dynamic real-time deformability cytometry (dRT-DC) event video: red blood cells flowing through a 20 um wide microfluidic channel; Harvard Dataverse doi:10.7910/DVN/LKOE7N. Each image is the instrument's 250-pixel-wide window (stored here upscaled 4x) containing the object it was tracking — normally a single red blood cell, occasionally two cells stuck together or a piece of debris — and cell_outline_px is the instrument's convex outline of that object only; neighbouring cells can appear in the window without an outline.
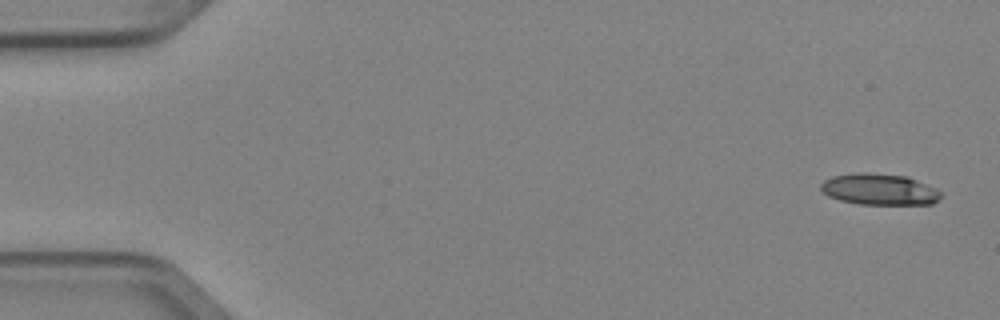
{"species": "Egyptian fruit bat (a non-hibernating species)", "species_latin": "Rousettus aegyptiacus", "temperature_condition": "cold", "stored_images_in_passage": 7, "camera_frame_rate_fps": 3000, "um_per_image_px": 0.085, "animal": {"sex": "female"}, "frame": {"image": 1, "passage_image": 1, "time_ms": 0.0, "image_size_px": [1000, 320], "cell_outline_px": [[940, 200], [932, 204], [860, 204], [840, 200], [828, 196], [820, 188], [820, 184], [824, 180], [832, 176], [856, 172], [868, 172], [908, 176], [940, 192]], "centroid_in_image_um": [74.7, 16.09], "position_along_channel_um": 10.3, "area_um2": 21.79}}
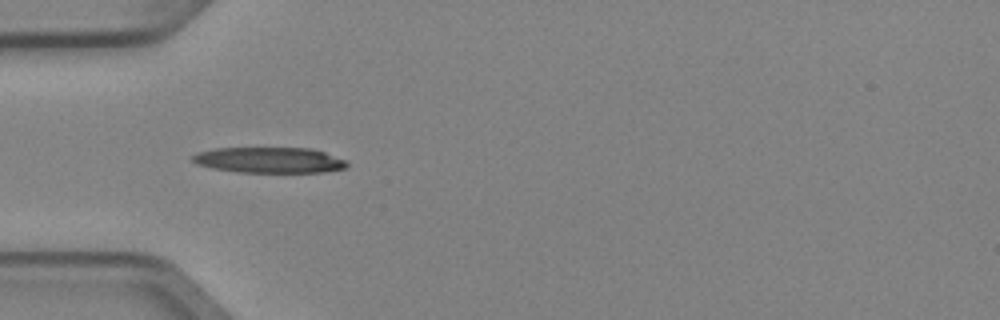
{"frame": {"image": 2, "passage_image": 5, "time_ms": 1.333, "image_size_px": [1000, 320], "cell_outline_px": [[348, 168], [324, 172], [240, 172], [212, 168], [196, 164], [192, 160], [192, 156], [196, 152], [216, 148], [312, 148], [324, 152], [344, 160], [348, 164]], "centroid_in_image_um": [22.88, 13.6], "position_along_channel_um": 62.1, "area_um2": 23.12}}
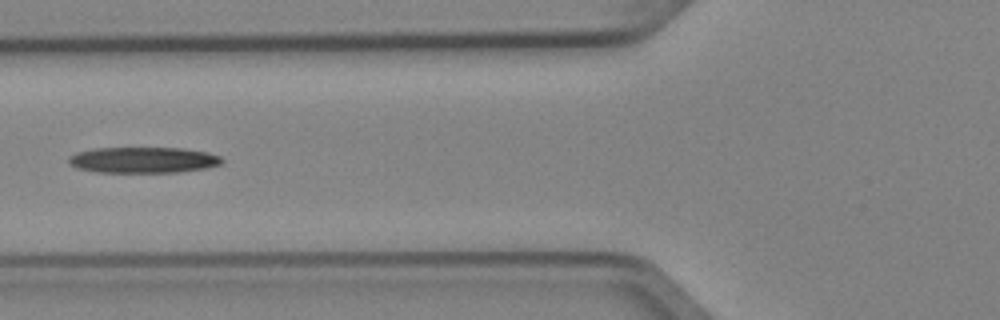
{"frame": {"image": 3, "passage_image": 6, "time_ms": 1.667, "image_size_px": [1000, 320], "cell_outline_px": [[224, 160], [220, 164], [204, 168], [180, 172], [96, 172], [76, 168], [68, 164], [68, 156], [76, 152], [96, 148], [184, 148], [208, 152], [220, 156]], "centroid_in_image_um": [12.14, 13.59], "position_along_channel_um": 113.7, "area_um2": 23.29}}